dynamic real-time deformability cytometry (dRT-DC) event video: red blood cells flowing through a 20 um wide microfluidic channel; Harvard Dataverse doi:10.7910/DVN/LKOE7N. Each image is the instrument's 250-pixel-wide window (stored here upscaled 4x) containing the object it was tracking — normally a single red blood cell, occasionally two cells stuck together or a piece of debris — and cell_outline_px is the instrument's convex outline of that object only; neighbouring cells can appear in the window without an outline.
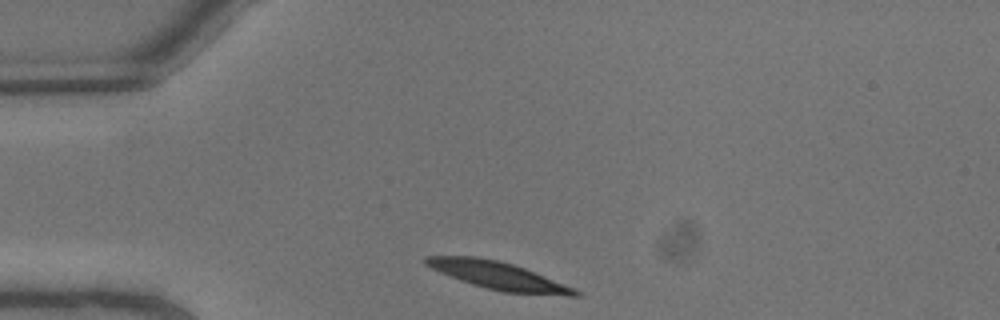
{"species": "common noctule bat (a hibernating species)", "species_latin": "Nyctalus noctula", "temperature_condition": "warm", "stored_images_in_passage": 2, "camera_frame_rate_fps": 3000, "um_per_image_px": 0.085, "animal": {"sex": "male", "body_mass_g": 13.3}, "frame": {"image": 1, "passage_image": 1, "time_ms": 0.0, "image_size_px": [1000, 320], "cell_outline_px": [[580, 296], [568, 296], [504, 292], [472, 284], [460, 280], [440, 272], [424, 264], [424, 256], [476, 256], [496, 260], [512, 264], [524, 268], [576, 288], [580, 292]], "centroid_in_image_um": [42.37, 23.43], "position_along_channel_um": 42.6, "area_um2": 23.87}}